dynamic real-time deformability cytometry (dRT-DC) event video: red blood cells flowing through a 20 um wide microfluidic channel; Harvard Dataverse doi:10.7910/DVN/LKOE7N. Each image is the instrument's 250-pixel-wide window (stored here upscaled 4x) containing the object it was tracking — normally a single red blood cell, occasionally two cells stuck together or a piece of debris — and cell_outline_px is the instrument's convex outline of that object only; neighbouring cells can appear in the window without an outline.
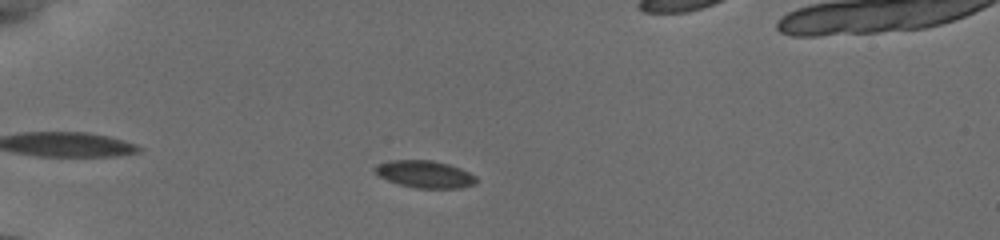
{"species": "common noctule bat (a hibernating species)", "species_latin": "Nyctalus noctula", "temperature_condition": "cold", "stored_images_in_passage": 29, "camera_frame_rate_fps": 3000, "um_per_image_px": 0.085, "animal": {"sex": "female", "body_mass_g": 19.5, "forearm_length_mm": 54.1}, "frame": {"image": 1, "passage_image": 16, "time_ms": 3.0, "image_size_px": [1000, 240], "cell_outline_px": [[476, 180], [472, 184], [460, 188], [416, 188], [400, 184], [388, 180], [380, 176], [372, 168], [388, 160], [432, 160], [448, 164], [460, 168], [476, 176]], "centroid_in_image_um": [36.1, 14.8], "position_along_channel_um": 48.9, "area_um2": 15.84}}
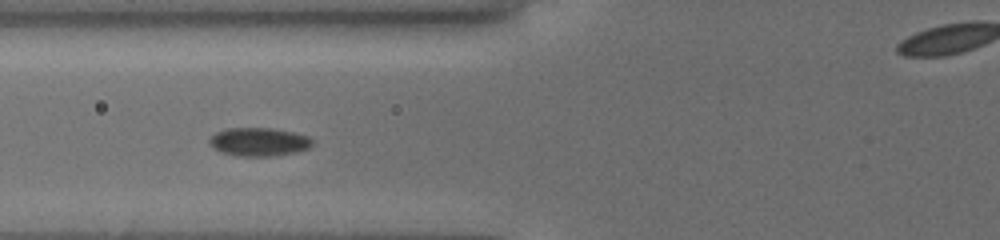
{"frame": {"image": 2, "passage_image": 28, "time_ms": 5.333, "image_size_px": [1000, 240], "cell_outline_px": [[312, 148], [296, 152], [272, 156], [236, 156], [220, 152], [212, 148], [208, 140], [216, 132], [224, 128], [272, 128], [292, 132], [308, 136], [312, 140]], "centroid_in_image_um": [21.99, 12.06], "position_along_channel_um": 103.8, "area_um2": 17.22}}